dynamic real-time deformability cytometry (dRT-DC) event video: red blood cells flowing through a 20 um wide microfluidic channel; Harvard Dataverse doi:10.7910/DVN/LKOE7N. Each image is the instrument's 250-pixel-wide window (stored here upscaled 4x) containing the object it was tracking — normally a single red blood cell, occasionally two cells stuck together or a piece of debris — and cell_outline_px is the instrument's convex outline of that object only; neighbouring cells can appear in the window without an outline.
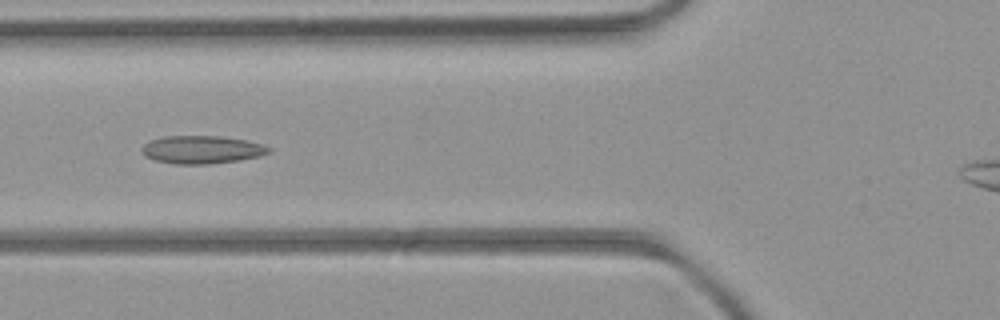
{"species": "common noctule bat (a hibernating species)", "species_latin": "Nyctalus noctula", "temperature_condition": "room temperature", "stored_images_in_passage": 4, "camera_frame_rate_fps": 3000, "um_per_image_px": 0.085, "animal": {"sex": "female", "body_mass_g": 21.9}, "frame": {"image": 1, "passage_image": 4, "time_ms": 3.333, "image_size_px": [1000, 320], "cell_outline_px": [[272, 152], [260, 156], [236, 160], [208, 164], [176, 164], [156, 160], [144, 156], [140, 148], [148, 140], [164, 136], [220, 136], [244, 140], [264, 144], [272, 148]], "centroid_in_image_um": [17.14, 12.71], "position_along_channel_um": 108.7, "area_um2": 20.75}}